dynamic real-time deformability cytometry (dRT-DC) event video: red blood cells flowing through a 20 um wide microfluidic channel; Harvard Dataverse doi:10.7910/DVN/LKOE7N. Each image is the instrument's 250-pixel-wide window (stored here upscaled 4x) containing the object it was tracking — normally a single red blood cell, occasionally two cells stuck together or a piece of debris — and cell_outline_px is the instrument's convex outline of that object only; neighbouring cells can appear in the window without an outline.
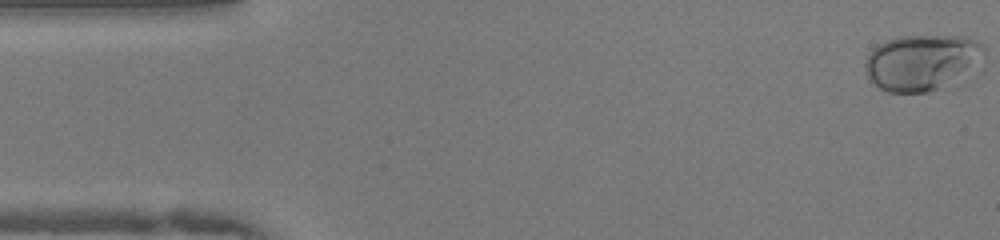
{"species": "human", "species_latin": "Homo sapiens", "temperature_condition": "warm", "stored_images_in_passage": 50, "camera_frame_rate_fps": 3000, "um_per_image_px": 0.085, "donor": {"sex": "female"}, "frame": {"image": 1, "passage_image": 1, "time_ms": 0.0, "image_size_px": [1000, 240], "cell_outline_px": [[984, 52], [940, 88], [928, 92], [888, 92], [876, 88], [868, 80], [864, 68], [864, 64], [868, 52], [872, 48], [888, 40], [900, 36], [964, 36], [984, 44]], "centroid_in_image_um": [78.15, 5.28], "position_along_channel_um": 6.8, "area_um2": 37.51}}
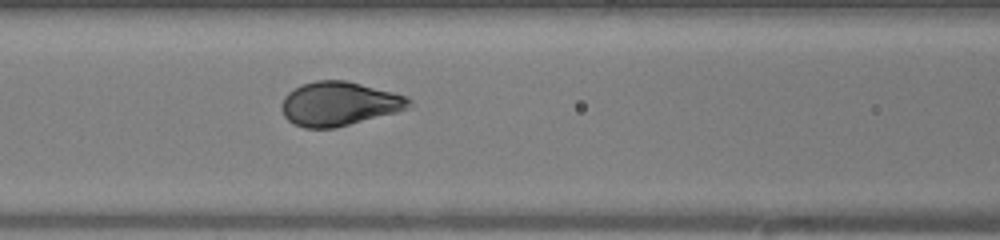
{"frame": {"image": 2, "passage_image": 20, "time_ms": 6.333, "image_size_px": [1000, 240], "cell_outline_px": [[412, 108], [332, 128], [304, 128], [292, 124], [284, 116], [280, 108], [280, 104], [284, 96], [288, 92], [300, 84], [316, 80], [344, 80], [392, 92], [404, 96], [412, 100]], "centroid_in_image_um": [28.77, 8.82], "position_along_channel_um": 137.8, "area_um2": 32.66}}
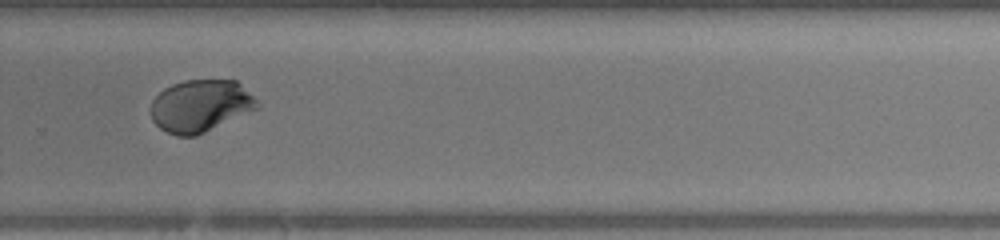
{"frame": {"image": 3, "passage_image": 33, "time_ms": 10.667, "image_size_px": [1000, 240], "cell_outline_px": [[260, 108], [196, 136], [176, 136], [160, 128], [152, 120], [152, 100], [164, 88], [172, 84], [184, 80], [236, 80], [260, 104]], "centroid_in_image_um": [17.05, 9.0], "position_along_channel_um": 312.8, "area_um2": 32.25}, "authors_computed_cell_mechanics": {"area_um2": 32.7437, "velocity_mm_per_s": 4.0482, "shape_relaxation_time_tau1_ms": 4.447, "shape_relaxation_time_tau2_ms": null, "deformation_change_tau1": 0.1947, "deformation_change_tau2": null}}